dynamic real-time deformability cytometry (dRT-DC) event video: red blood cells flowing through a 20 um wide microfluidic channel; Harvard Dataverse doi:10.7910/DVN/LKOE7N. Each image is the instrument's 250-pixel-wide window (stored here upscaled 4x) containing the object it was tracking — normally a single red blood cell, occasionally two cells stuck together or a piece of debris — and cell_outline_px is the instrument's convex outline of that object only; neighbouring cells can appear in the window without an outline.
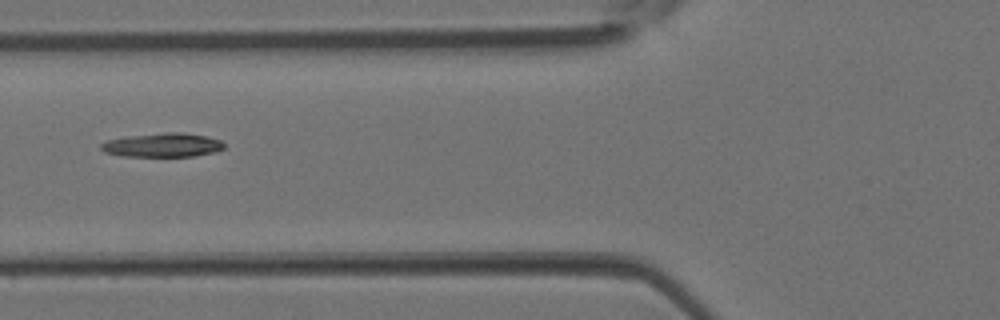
{"species": "Egyptian fruit bat (a non-hibernating species)", "species_latin": "Rousettus aegyptiacus", "temperature_condition": "room temperature", "stored_images_in_passage": 5, "camera_frame_rate_fps": 3000, "um_per_image_px": 0.085, "animal": {"sex": "female"}, "frame": {"image": 1, "passage_image": 5, "time_ms": 1.333, "image_size_px": [1000, 320], "cell_outline_px": [[224, 148], [216, 152], [196, 156], [124, 156], [104, 152], [100, 148], [100, 144], [108, 140], [124, 136], [164, 132], [184, 132], [208, 136], [220, 140], [224, 144]], "centroid_in_image_um": [13.84, 12.32], "position_along_channel_um": 112.0, "area_um2": 17.4}}